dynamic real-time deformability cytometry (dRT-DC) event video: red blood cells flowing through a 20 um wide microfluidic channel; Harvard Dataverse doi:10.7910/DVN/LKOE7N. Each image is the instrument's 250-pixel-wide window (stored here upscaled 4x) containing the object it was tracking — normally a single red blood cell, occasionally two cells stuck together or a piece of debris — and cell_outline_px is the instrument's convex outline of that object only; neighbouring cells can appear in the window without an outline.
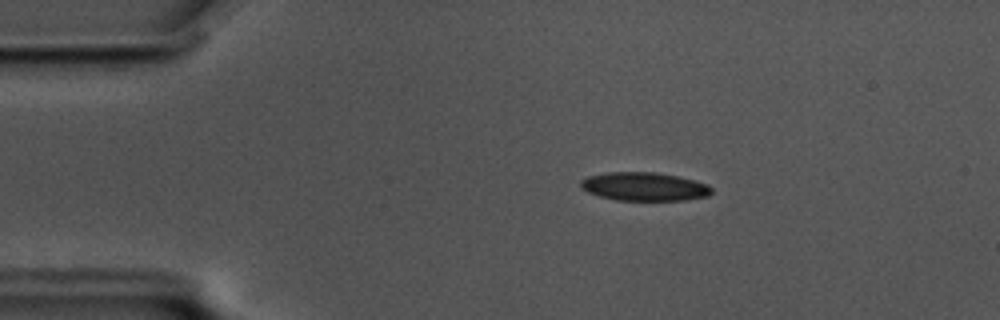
{"species": "common noctule bat (a hibernating species)", "species_latin": "Nyctalus noctula", "temperature_condition": "cold", "stored_images_in_passage": 57, "camera_frame_rate_fps": 3000, "um_per_image_px": 0.085, "animal": {"sex": "male", "body_mass_g": 17.5, "forearm_length_mm": 52.3}, "frame": {"image": 1, "passage_image": 10, "time_ms": 3.0, "image_size_px": [1000, 320], "cell_outline_px": [[712, 192], [708, 196], [684, 200], [616, 200], [600, 196], [588, 192], [580, 188], [580, 180], [588, 176], [608, 172], [656, 172], [696, 180], [708, 184], [712, 188]], "centroid_in_image_um": [54.76, 15.85], "position_along_channel_um": 30.2, "area_um2": 21.79}}
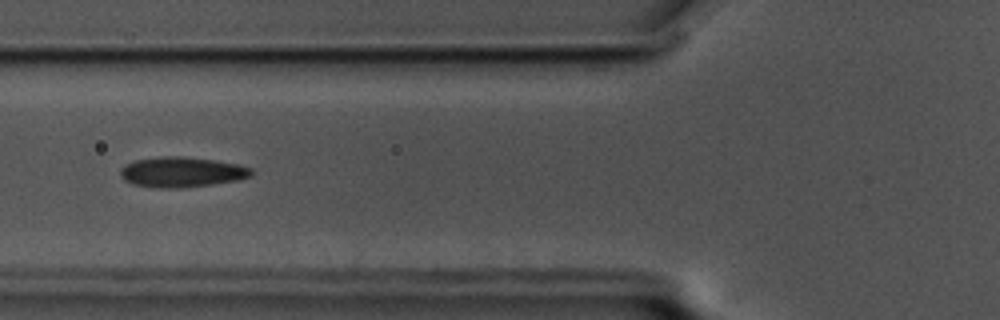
{"frame": {"image": 2, "passage_image": 21, "time_ms": 6.667, "image_size_px": [1000, 320], "cell_outline_px": [[252, 176], [236, 180], [212, 184], [180, 188], [164, 188], [132, 184], [124, 180], [120, 176], [120, 168], [136, 160], [164, 156], [184, 156], [212, 160], [236, 164], [252, 168]], "centroid_in_image_um": [15.43, 14.63], "position_along_channel_um": 110.4, "area_um2": 22.83}}
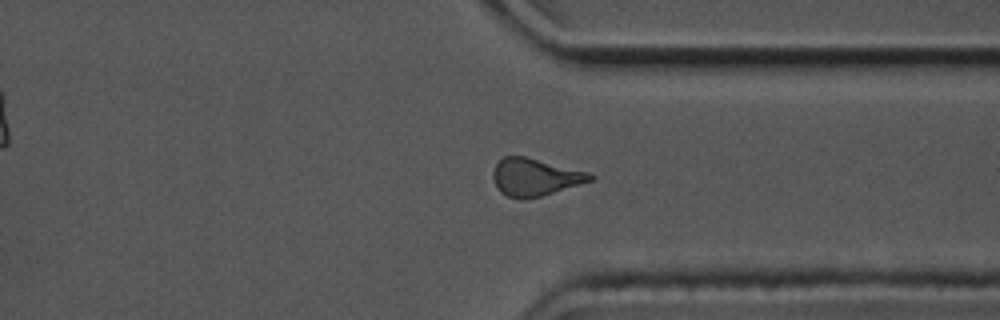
{"frame": {"image": 3, "passage_image": 43, "time_ms": 14.0, "image_size_px": [1000, 320], "cell_outline_px": [[596, 176], [592, 180], [528, 200], [508, 196], [500, 192], [492, 176], [492, 172], [496, 164], [504, 156], [524, 156], [588, 172]], "centroid_in_image_um": [45.45, 15.06], "position_along_channel_um": 365.9, "area_um2": 20.92}, "authors_computed_cell_mechanics": {"area_um2": 21.7906, "velocity_mm_per_s": 3.493, "shape_relaxation_time_tau1_ms": 7.5744, "shape_relaxation_time_tau2_ms": 2.9146, "deformation_change_tau1": 0.1538, "deformation_change_tau2": 0.101}}